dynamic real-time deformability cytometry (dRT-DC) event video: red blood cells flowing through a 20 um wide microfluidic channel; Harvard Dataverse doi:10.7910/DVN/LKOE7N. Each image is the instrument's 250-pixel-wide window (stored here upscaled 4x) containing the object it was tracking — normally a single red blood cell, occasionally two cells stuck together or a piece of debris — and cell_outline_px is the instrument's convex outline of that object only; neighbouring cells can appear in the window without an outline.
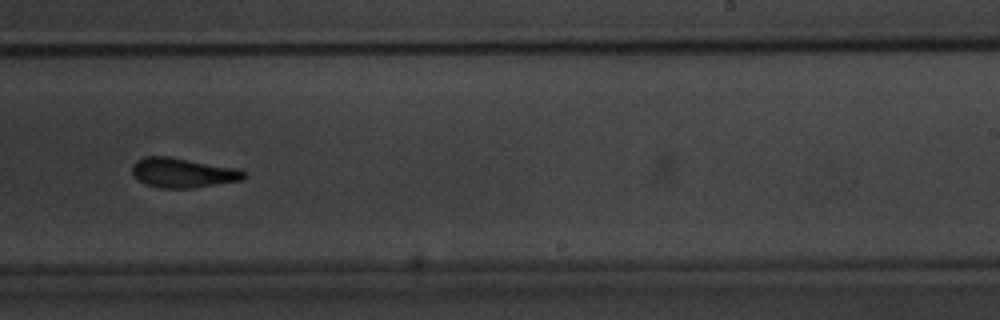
{"species": "common noctule bat (a hibernating species)", "species_latin": "Nyctalus noctula", "temperature_condition": "warm", "stored_images_in_passage": 45, "segment_of_instrument_passage": [1, 2], "camera_frame_rate_fps": 3000, "um_per_image_px": 0.085, "animal": {"sex": "male", "body_mass_g": 20.1, "forearm_length_mm": 53.5}, "frame": {"image": 1, "passage_image": 23, "time_ms": 7.333, "image_size_px": [1000, 320], "cell_outline_px": [[244, 176], [240, 180], [192, 188], [160, 188], [144, 184], [132, 172], [132, 164], [136, 160], [144, 156], [168, 156], [240, 168], [244, 172]], "centroid_in_image_um": [15.51, 14.67], "position_along_channel_um": 273.5, "area_um2": 19.31}}
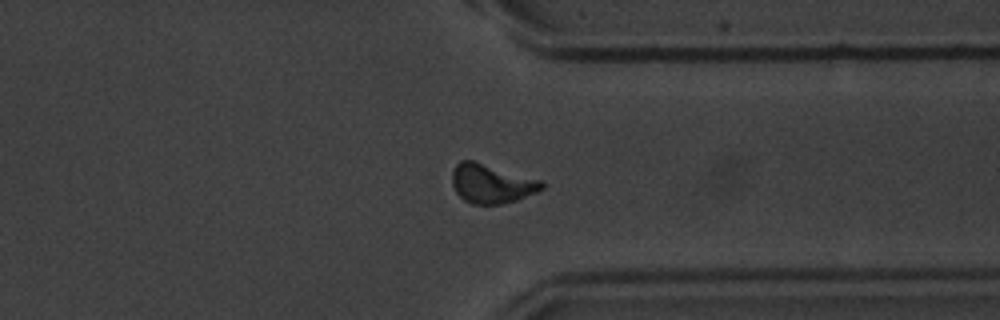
{"frame": {"image": 2, "passage_image": 31, "time_ms": 10.0, "image_size_px": [1000, 320], "cell_outline_px": [[544, 188], [536, 192], [516, 200], [500, 204], [472, 204], [464, 200], [456, 192], [452, 184], [452, 172], [456, 164], [460, 160], [472, 160], [544, 180]], "centroid_in_image_um": [41.79, 15.6], "position_along_channel_um": 369.6, "area_um2": 20.52}}
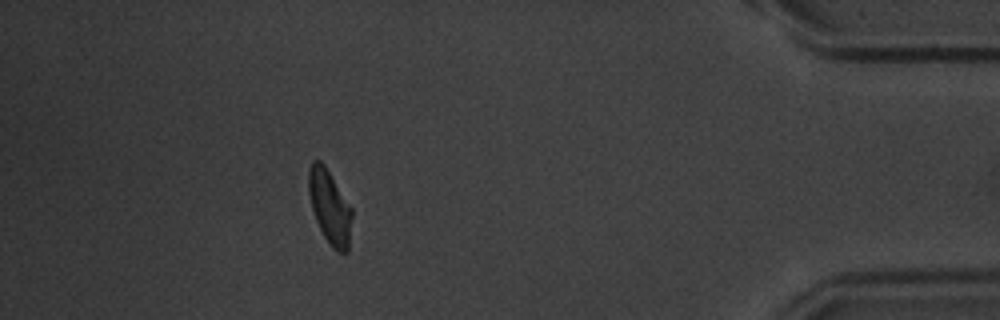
{"frame": {"image": 3, "passage_image": 38, "time_ms": 12.333, "image_size_px": [1000, 320], "cell_outline_px": [[352, 216], [348, 252], [336, 252], [332, 248], [324, 236], [316, 220], [312, 208], [308, 192], [308, 168], [312, 160], [320, 160], [324, 164], [352, 208]], "centroid_in_image_um": [28.02, 17.58], "position_along_channel_um": 407.2, "area_um2": 18.67}}